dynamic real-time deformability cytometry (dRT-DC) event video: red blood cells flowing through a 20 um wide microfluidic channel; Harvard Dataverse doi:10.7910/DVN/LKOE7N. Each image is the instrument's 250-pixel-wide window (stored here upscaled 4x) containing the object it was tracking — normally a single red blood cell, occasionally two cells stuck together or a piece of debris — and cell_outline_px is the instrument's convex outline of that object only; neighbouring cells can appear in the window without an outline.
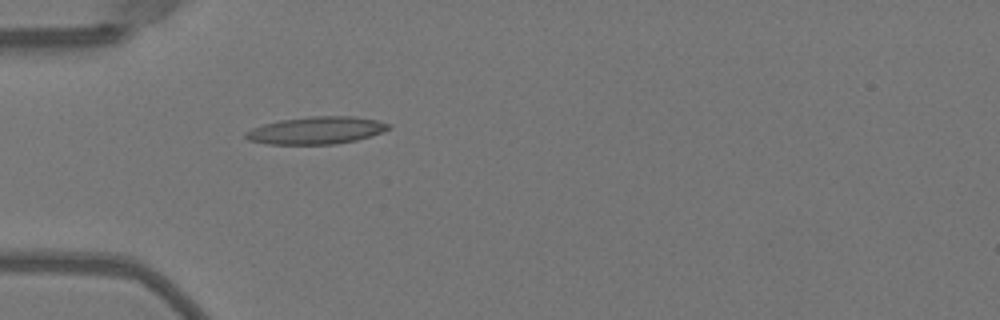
{"species": "Egyptian fruit bat (a non-hibernating species)", "species_latin": "Rousettus aegyptiacus", "temperature_condition": "warm", "stored_images_in_passage": 36, "camera_frame_rate_fps": 3000, "um_per_image_px": 0.085, "animal": {"sex": "female"}, "frame": {"image": 1, "passage_image": 1, "time_ms": 0.0, "image_size_px": [1000, 320], "cell_outline_px": [[392, 128], [356, 140], [332, 144], [268, 144], [248, 140], [244, 136], [244, 132], [252, 128], [264, 124], [280, 120], [308, 116], [352, 116], [376, 120], [392, 124]], "centroid_in_image_um": [26.86, 11.07], "position_along_channel_um": 58.1, "area_um2": 22.72}}
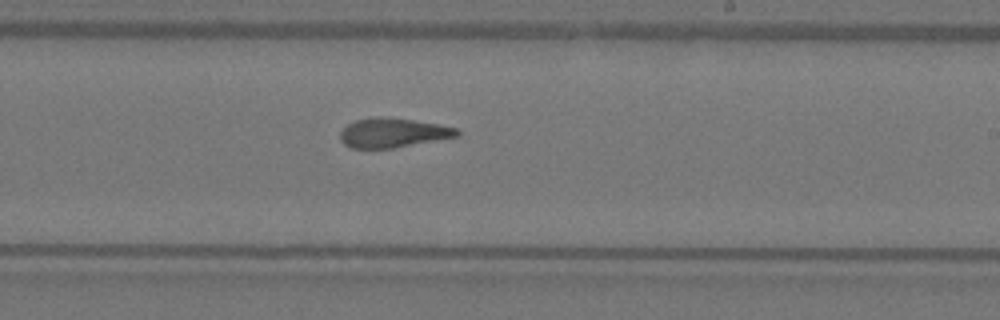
{"frame": {"image": 2, "passage_image": 16, "time_ms": 5.0, "image_size_px": [1000, 320], "cell_outline_px": [[460, 136], [392, 148], [352, 148], [344, 144], [340, 140], [340, 132], [348, 124], [356, 120], [380, 116], [412, 120], [436, 124], [456, 128], [460, 132]], "centroid_in_image_um": [33.38, 11.29], "position_along_channel_um": 255.6, "area_um2": 19.77}}
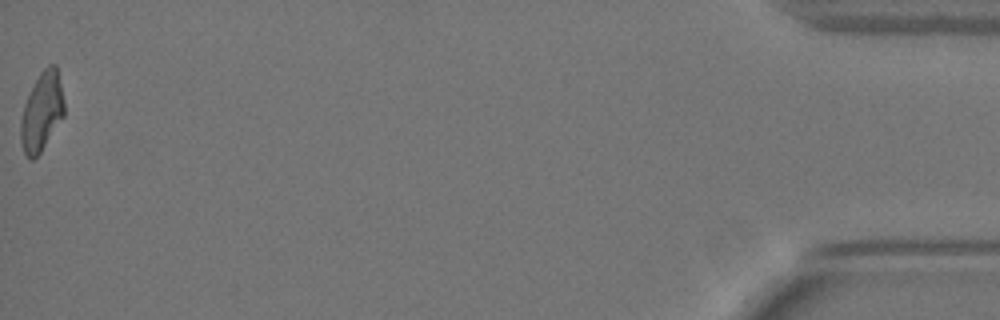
{"frame": {"image": 3, "passage_image": 36, "time_ms": 11.667, "image_size_px": [1000, 320], "cell_outline_px": [[64, 116], [40, 152], [32, 160], [28, 160], [24, 152], [20, 140], [20, 120], [24, 104], [40, 72], [48, 64], [56, 64], [64, 100]], "centroid_in_image_um": [3.54, 9.5], "position_along_channel_um": 431.7, "area_um2": 19.83}, "authors_computed_cell_mechanics": {"area_um2": 20.4034, "velocity_mm_per_s": 4.0596, "shape_relaxation_time_tau1_ms": null, "shape_relaxation_time_tau2_ms": 3.0831, "deformation_change_tau1": null, "deformation_change_tau2": 0.1374}}